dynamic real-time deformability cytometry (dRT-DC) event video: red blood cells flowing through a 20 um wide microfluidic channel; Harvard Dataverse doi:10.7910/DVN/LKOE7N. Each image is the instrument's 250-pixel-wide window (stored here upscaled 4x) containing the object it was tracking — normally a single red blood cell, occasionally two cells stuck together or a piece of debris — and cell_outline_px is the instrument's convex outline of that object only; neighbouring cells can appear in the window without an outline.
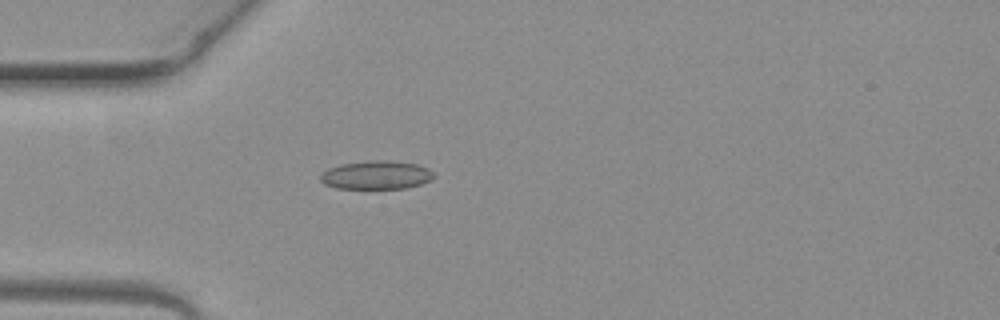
{"species": "common noctule bat (a hibernating species)", "species_latin": "Nyctalus noctula", "temperature_condition": "warm", "stored_images_in_passage": 1, "camera_frame_rate_fps": 3000, "um_per_image_px": 0.085, "animal": {"sex": "female", "body_mass_g": 19.3, "forearm_length_mm": 54.1}, "frame": {"image": 1, "passage_image": 1, "time_ms": 0.0, "image_size_px": [1000, 320], "cell_outline_px": [[436, 176], [432, 180], [408, 188], [336, 188], [324, 184], [320, 180], [320, 176], [328, 168], [340, 164], [368, 160], [388, 160], [416, 164], [428, 168]], "centroid_in_image_um": [32.0, 14.87], "position_along_channel_um": 53.0, "area_um2": 18.9}}